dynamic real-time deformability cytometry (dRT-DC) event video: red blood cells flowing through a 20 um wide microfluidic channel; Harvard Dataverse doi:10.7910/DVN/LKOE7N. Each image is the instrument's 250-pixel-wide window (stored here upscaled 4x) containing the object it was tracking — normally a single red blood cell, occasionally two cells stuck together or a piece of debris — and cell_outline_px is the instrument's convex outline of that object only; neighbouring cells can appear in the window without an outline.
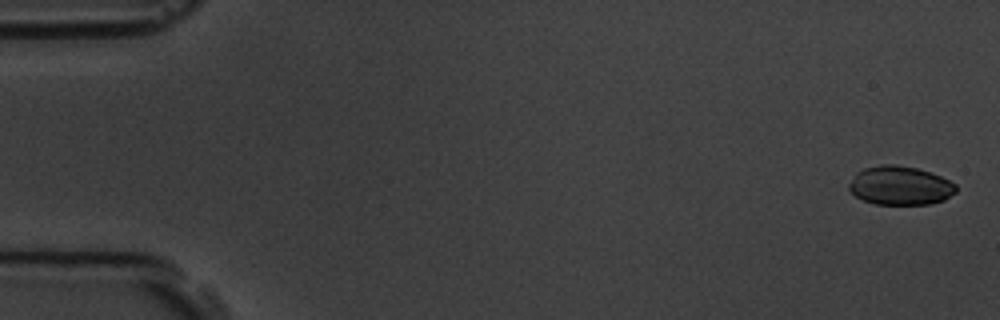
{"species": "common noctule bat (a hibernating species)", "species_latin": "Nyctalus noctula", "temperature_condition": "room temperature", "stored_images_in_passage": 4, "camera_frame_rate_fps": 3000, "um_per_image_px": 0.085, "animal": {"sex": "male", "body_mass_g": 19.5, "forearm_length_mm": 54.6}, "frame": {"image": 1, "passage_image": 1, "time_ms": 0.0, "image_size_px": [1000, 320], "cell_outline_px": [[956, 192], [944, 200], [932, 204], [876, 204], [864, 200], [856, 196], [848, 188], [848, 184], [856, 172], [864, 168], [880, 164], [896, 164], [916, 168], [932, 172], [956, 184]], "centroid_in_image_um": [76.51, 15.76], "position_along_channel_um": 8.5, "area_um2": 24.33}}
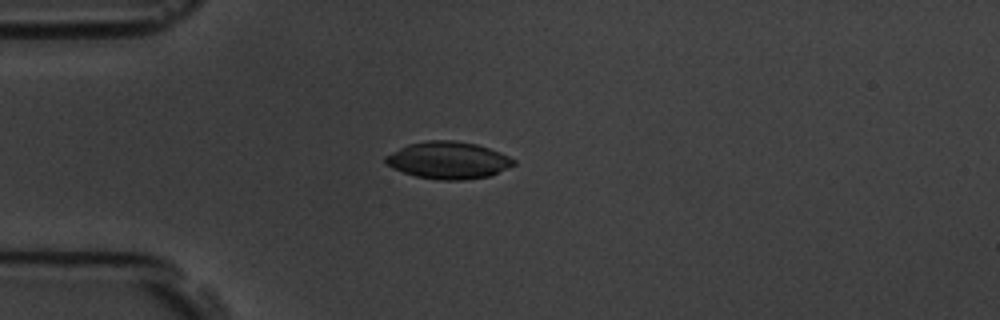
{"frame": {"image": 2, "passage_image": 4, "time_ms": 4.333, "image_size_px": [1000, 320], "cell_outline_px": [[516, 164], [488, 176], [460, 180], [440, 180], [416, 176], [392, 168], [384, 164], [384, 156], [408, 144], [428, 140], [452, 140], [476, 144], [500, 152], [516, 160]], "centroid_in_image_um": [38.07, 13.62], "position_along_channel_um": 46.9, "area_um2": 27.57}}